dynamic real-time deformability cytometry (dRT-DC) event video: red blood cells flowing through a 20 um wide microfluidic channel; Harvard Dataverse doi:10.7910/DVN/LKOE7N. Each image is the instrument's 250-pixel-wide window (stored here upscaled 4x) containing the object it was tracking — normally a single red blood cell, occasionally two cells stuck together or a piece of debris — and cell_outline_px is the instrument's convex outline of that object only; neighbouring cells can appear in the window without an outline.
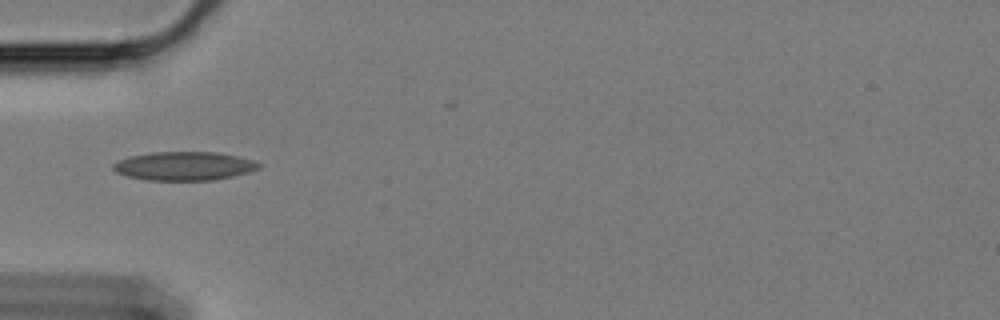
{"species": "Egyptian fruit bat (a non-hibernating species)", "species_latin": "Rousettus aegyptiacus", "temperature_condition": "cold", "stored_images_in_passage": 30, "camera_frame_rate_fps": 3000, "um_per_image_px": 0.085, "animal": {"sex": "female"}, "frame": {"image": 1, "passage_image": 1, "time_ms": 0.0, "image_size_px": [1000, 320], "cell_outline_px": [[264, 164], [260, 168], [248, 172], [232, 176], [212, 180], [148, 180], [128, 176], [116, 172], [112, 168], [112, 164], [128, 156], [152, 152], [216, 152], [236, 156], [252, 160]], "centroid_in_image_um": [15.65, 14.11], "position_along_channel_um": 69.3, "area_um2": 24.28}}
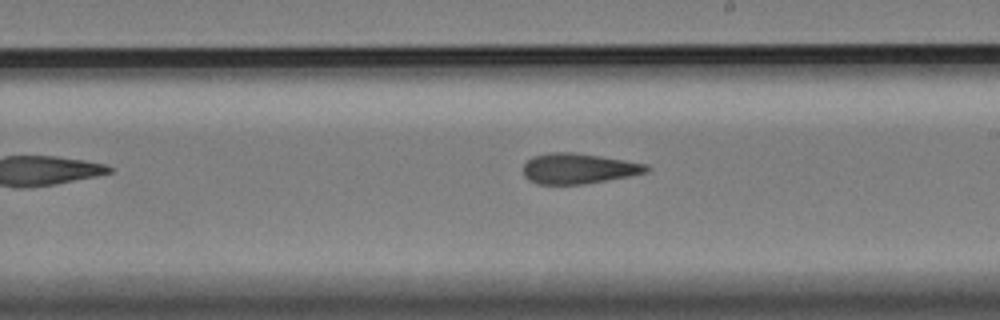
{"frame": {"image": 2, "passage_image": 16, "time_ms": 5.0, "image_size_px": [1000, 320], "cell_outline_px": [[652, 168], [648, 172], [628, 176], [584, 184], [540, 184], [528, 180], [524, 176], [524, 164], [532, 156], [548, 152], [572, 152], [600, 156], [648, 164]], "centroid_in_image_um": [49.17, 14.32], "position_along_channel_um": 239.8, "area_um2": 21.85}}
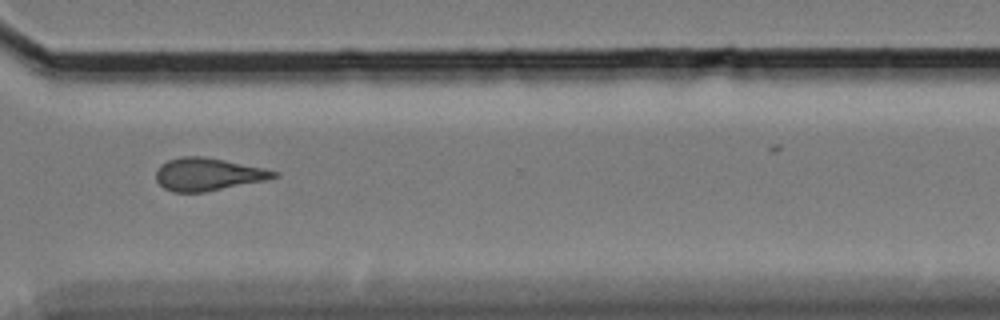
{"frame": {"image": 3, "passage_image": 26, "time_ms": 8.333, "image_size_px": [1000, 320], "cell_outline_px": [[280, 176], [268, 180], [204, 192], [172, 192], [164, 188], [156, 180], [156, 172], [160, 164], [168, 160], [184, 156], [204, 156], [264, 168], [280, 172]], "centroid_in_image_um": [17.7, 14.82], "position_along_channel_um": 352.9, "area_um2": 22.54}}